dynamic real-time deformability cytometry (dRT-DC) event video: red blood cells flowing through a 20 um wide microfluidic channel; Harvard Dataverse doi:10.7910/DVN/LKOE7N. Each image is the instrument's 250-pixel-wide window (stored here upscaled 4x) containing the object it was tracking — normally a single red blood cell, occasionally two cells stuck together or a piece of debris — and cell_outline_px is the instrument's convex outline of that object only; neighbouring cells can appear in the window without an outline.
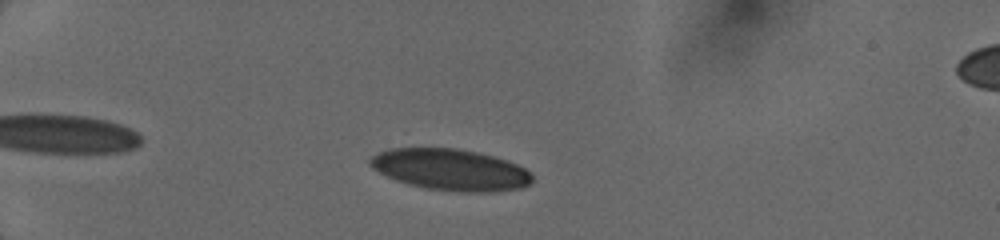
{"species": "human", "species_latin": "Homo sapiens", "temperature_condition": "cold", "stored_images_in_passage": 11, "camera_frame_rate_fps": 3000, "um_per_image_px": 0.085, "donor": {"sex": "female"}, "frame": {"image": 1, "passage_image": 5, "time_ms": 2.333, "image_size_px": [1000, 240], "cell_outline_px": [[532, 180], [528, 184], [520, 188], [488, 192], [460, 192], [424, 188], [408, 184], [396, 180], [372, 168], [368, 164], [368, 160], [376, 152], [388, 148], [456, 148], [476, 152], [492, 156], [516, 164], [532, 172]], "centroid_in_image_um": [38.25, 14.42], "position_along_channel_um": 46.8, "area_um2": 39.07}}
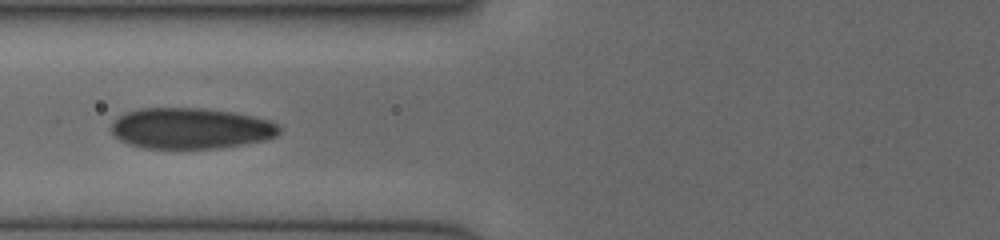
{"frame": {"image": 2, "passage_image": 10, "time_ms": 5.0, "image_size_px": [1000, 240], "cell_outline_px": [[280, 132], [276, 136], [268, 140], [220, 148], [144, 148], [128, 144], [120, 140], [112, 132], [112, 124], [120, 116], [128, 112], [140, 108], [204, 108], [236, 112], [268, 120], [276, 124], [280, 128]], "centroid_in_image_um": [16.25, 10.91], "position_along_channel_um": 109.6, "area_um2": 40.06}}